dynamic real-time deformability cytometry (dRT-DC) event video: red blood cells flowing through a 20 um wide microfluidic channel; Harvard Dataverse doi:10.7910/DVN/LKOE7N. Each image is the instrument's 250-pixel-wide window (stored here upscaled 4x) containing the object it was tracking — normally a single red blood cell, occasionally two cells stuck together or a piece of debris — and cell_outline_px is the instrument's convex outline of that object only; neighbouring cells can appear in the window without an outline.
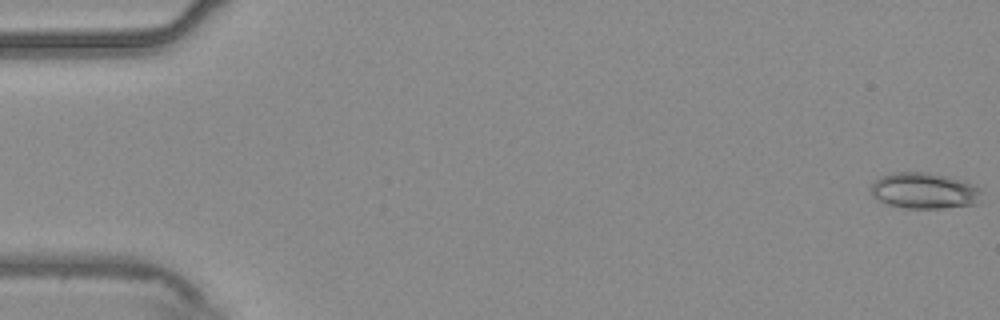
{"species": "common noctule bat (a hibernating species)", "species_latin": "Nyctalus noctula", "temperature_condition": "warm", "stored_images_in_passage": 10, "camera_frame_rate_fps": 3000, "um_per_image_px": 0.085, "animal": {"sex": "male", "body_mass_g": 20.4}, "frame": {"image": 1, "passage_image": 1, "time_ms": 0.0, "image_size_px": [1000, 320], "cell_outline_px": [[980, 200], [976, 204], [944, 208], [904, 208], [888, 204], [876, 200], [872, 196], [872, 184], [880, 176], [892, 172], [924, 172], [964, 180], [980, 188]], "centroid_in_image_um": [78.55, 16.21], "position_along_channel_um": 6.5, "area_um2": 23.24}}